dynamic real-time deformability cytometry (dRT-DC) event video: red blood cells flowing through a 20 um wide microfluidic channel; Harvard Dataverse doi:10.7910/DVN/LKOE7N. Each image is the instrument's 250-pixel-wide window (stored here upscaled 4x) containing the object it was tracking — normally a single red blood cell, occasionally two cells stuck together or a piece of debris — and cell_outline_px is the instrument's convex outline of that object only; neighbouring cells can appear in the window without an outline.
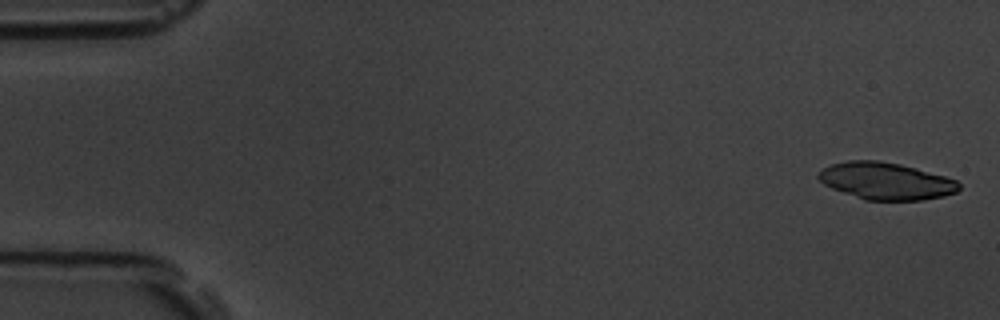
{"species": "common noctule bat (a hibernating species)", "species_latin": "Nyctalus noctula", "temperature_condition": "room temperature", "stored_images_in_passage": 57, "camera_frame_rate_fps": 3000, "um_per_image_px": 0.085, "animal": {"sex": "male", "body_mass_g": 19.5, "forearm_length_mm": 54.6}, "frame": {"image": 1, "passage_image": 2, "time_ms": 0.333, "image_size_px": [1000, 320], "cell_outline_px": [[960, 188], [956, 192], [944, 196], [920, 200], [864, 200], [832, 188], [824, 184], [816, 176], [824, 168], [832, 164], [848, 160], [880, 160], [900, 164], [916, 168], [944, 176], [956, 180], [960, 184]], "centroid_in_image_um": [75.3, 15.38], "position_along_channel_um": 9.7, "area_um2": 30.23}}
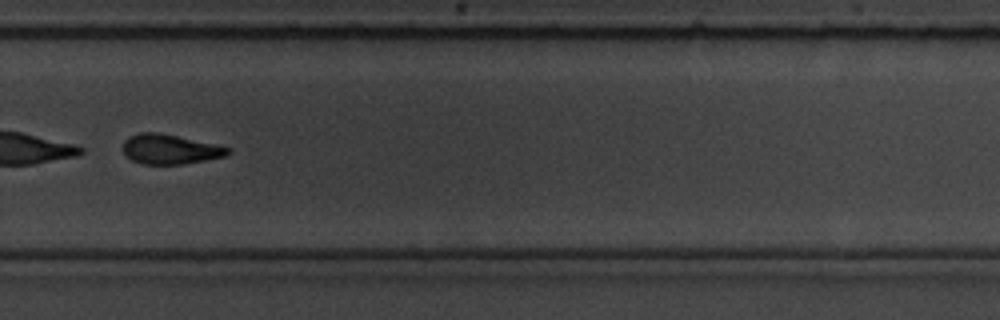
{"frame": {"image": 2, "passage_image": 40, "time_ms": 13.0, "image_size_px": [1000, 320], "cell_outline_px": [[232, 152], [224, 156], [184, 164], [140, 164], [132, 160], [124, 152], [124, 140], [128, 136], [140, 132], [156, 132], [216, 144], [232, 148]], "centroid_in_image_um": [14.46, 12.68], "position_along_channel_um": 315.3, "area_um2": 18.09}}